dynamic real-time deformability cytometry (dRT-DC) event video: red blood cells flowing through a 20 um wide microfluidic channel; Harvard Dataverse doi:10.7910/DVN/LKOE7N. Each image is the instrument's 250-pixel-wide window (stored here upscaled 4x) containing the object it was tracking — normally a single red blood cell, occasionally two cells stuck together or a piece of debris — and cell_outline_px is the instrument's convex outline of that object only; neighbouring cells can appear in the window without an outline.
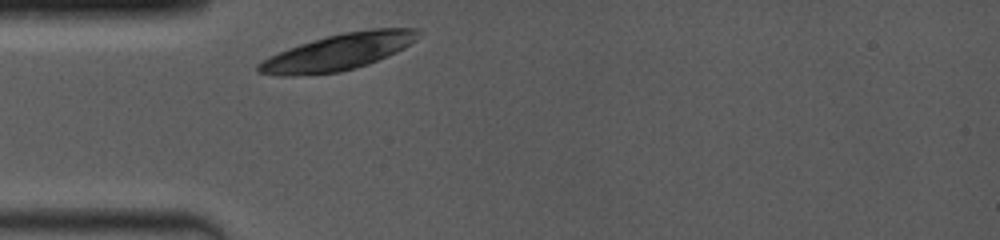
{"species": "common noctule bat (a hibernating species)", "species_latin": "Nyctalus noctula", "temperature_condition": "room temperature", "stored_images_in_passage": 1, "camera_frame_rate_fps": 4000, "um_per_image_px": 0.085, "animal": {"sex": "female", "body_mass_g": 19.0, "forearm_length_mm": 53.3}, "frame": {"image": 1, "passage_image": 1, "time_ms": 0.0, "image_size_px": [1000, 240], "cell_outline_px": [[420, 32], [416, 40], [404, 48], [396, 52], [368, 64], [356, 68], [340, 72], [296, 76], [276, 76], [256, 72], [256, 64], [288, 48], [312, 40], [344, 32], [372, 28], [420, 28]], "centroid_in_image_um": [28.76, 4.43], "position_along_channel_um": 56.2, "area_um2": 33.81}}